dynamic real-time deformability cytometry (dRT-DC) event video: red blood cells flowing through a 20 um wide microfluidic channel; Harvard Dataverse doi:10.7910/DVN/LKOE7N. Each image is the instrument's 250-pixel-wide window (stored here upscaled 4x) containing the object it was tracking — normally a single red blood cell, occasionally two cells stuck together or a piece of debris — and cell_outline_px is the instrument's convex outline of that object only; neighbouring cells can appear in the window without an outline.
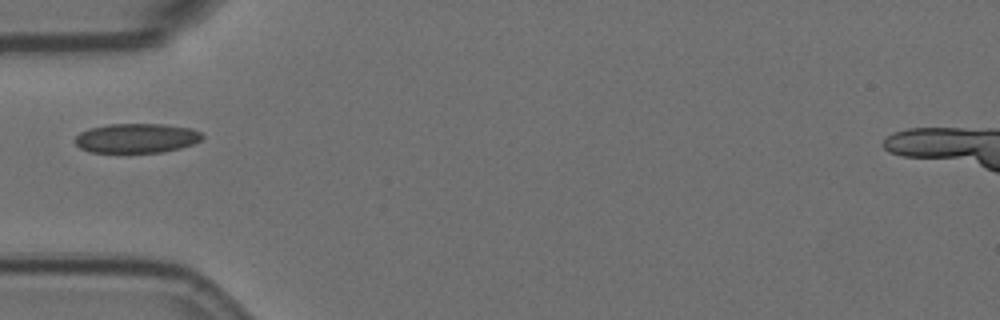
{"species": "Egyptian fruit bat (a non-hibernating species)", "species_latin": "Rousettus aegyptiacus", "temperature_condition": "room temperature", "stored_images_in_passage": 2, "camera_frame_rate_fps": 3000, "um_per_image_px": 0.085, "animal": {"sex": "female"}, "frame": {"image": 1, "passage_image": 2, "time_ms": 0.333, "image_size_px": [1000, 320], "cell_outline_px": [[204, 136], [200, 140], [192, 144], [180, 148], [160, 152], [88, 152], [80, 148], [72, 140], [80, 132], [88, 128], [108, 124], [168, 124], [192, 128], [200, 132]], "centroid_in_image_um": [11.58, 11.73], "position_along_channel_um": 73.4, "area_um2": 22.02}}